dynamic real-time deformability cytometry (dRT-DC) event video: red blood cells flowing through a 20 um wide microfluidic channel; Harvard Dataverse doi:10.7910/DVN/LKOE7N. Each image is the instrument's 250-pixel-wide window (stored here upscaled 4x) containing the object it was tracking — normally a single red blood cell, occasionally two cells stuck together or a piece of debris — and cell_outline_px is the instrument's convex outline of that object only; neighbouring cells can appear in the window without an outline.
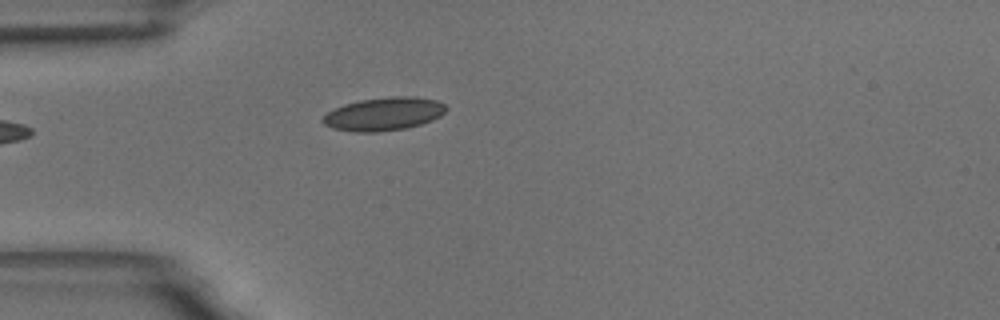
{"species": "common noctule bat (a hibernating species)", "species_latin": "Nyctalus noctula", "temperature_condition": "room temperature", "stored_images_in_passage": 22, "camera_frame_rate_fps": 3000, "um_per_image_px": 0.085, "animal": {"sex": "male", "body_mass_g": 18.8}, "frame": {"image": 1, "passage_image": 1, "time_ms": 0.0, "image_size_px": [1000, 320], "cell_outline_px": [[448, 108], [440, 116], [432, 120], [420, 124], [404, 128], [380, 132], [352, 132], [332, 128], [324, 124], [320, 120], [328, 112], [344, 104], [360, 100], [392, 96], [416, 96], [436, 100], [444, 104]], "centroid_in_image_um": [32.62, 9.68], "position_along_channel_um": 52.4, "area_um2": 23.87}}
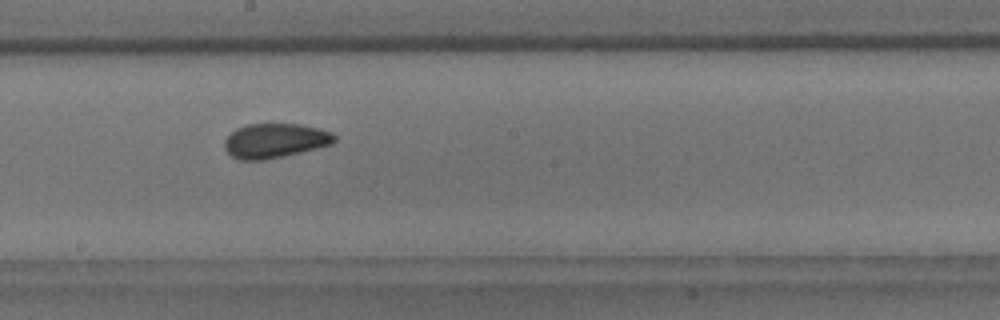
{"frame": {"image": 2, "passage_image": 16, "time_ms": 5.0, "image_size_px": [1000, 320], "cell_outline_px": [[336, 140], [332, 144], [300, 152], [264, 160], [240, 160], [232, 156], [224, 148], [224, 140], [236, 128], [248, 124], [300, 124], [320, 128], [332, 132], [336, 136]], "centroid_in_image_um": [23.38, 11.95], "position_along_channel_um": 224.8, "area_um2": 22.08}}